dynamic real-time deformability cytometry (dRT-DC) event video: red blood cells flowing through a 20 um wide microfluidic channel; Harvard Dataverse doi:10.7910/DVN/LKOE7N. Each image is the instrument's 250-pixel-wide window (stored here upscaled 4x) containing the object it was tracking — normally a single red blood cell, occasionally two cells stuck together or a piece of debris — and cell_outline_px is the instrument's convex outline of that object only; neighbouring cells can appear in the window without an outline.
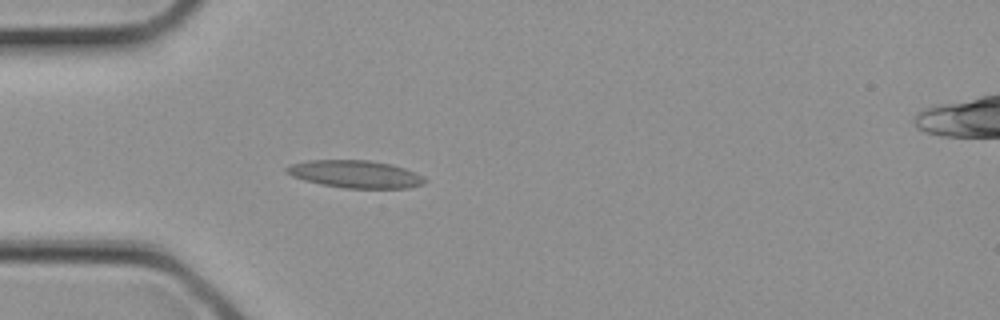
{"species": "common noctule bat (a hibernating species)", "species_latin": "Nyctalus noctula", "temperature_condition": "cold", "stored_images_in_passage": 3, "camera_frame_rate_fps": 3000, "um_per_image_px": 0.085, "animal": {"sex": "female", "body_mass_g": 21.9}, "frame": {"image": 1, "passage_image": 2, "time_ms": 0.333, "image_size_px": [1000, 320], "cell_outline_px": [[428, 180], [424, 184], [408, 188], [344, 188], [320, 184], [304, 180], [292, 176], [284, 172], [284, 168], [292, 164], [308, 160], [368, 160], [392, 164], [404, 168], [424, 176]], "centroid_in_image_um": [30.21, 14.8], "position_along_channel_um": 54.8, "area_um2": 22.31}}